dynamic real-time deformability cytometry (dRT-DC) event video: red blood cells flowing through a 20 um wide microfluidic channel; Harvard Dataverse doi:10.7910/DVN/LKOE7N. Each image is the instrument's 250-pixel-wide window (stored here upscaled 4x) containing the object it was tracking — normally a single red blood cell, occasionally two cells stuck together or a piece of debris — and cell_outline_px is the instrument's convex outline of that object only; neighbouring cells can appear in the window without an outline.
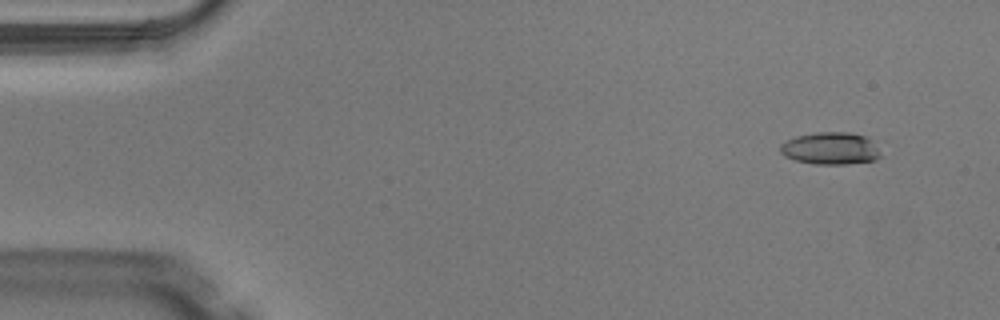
{"species": "Egyptian fruit bat (a non-hibernating species)", "species_latin": "Rousettus aegyptiacus", "temperature_condition": "warm", "stored_images_in_passage": 4, "camera_frame_rate_fps": 3000, "um_per_image_px": 0.085, "animal": {"sex": "male"}, "frame": {"image": 1, "passage_image": 1, "time_ms": 0.0, "image_size_px": [1000, 320], "cell_outline_px": [[880, 156], [872, 160], [848, 164], [816, 164], [796, 160], [784, 156], [780, 152], [780, 144], [796, 136], [816, 132], [852, 132], [868, 136], [872, 140]], "centroid_in_image_um": [70.57, 12.6], "position_along_channel_um": 14.4, "area_um2": 18.79}}
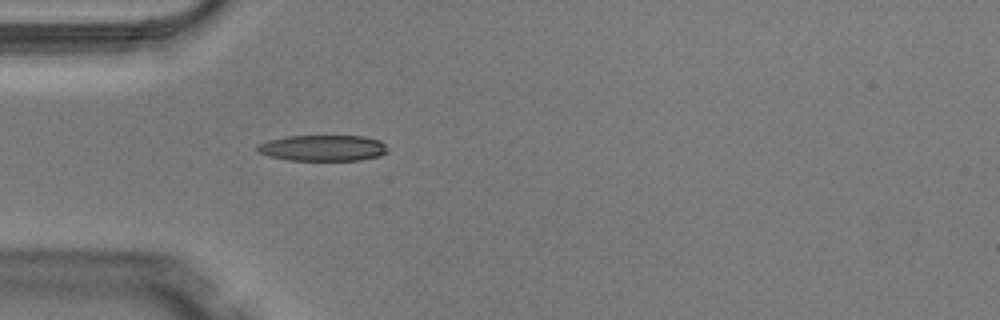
{"frame": {"image": 2, "passage_image": 4, "time_ms": 1.0, "image_size_px": [1000, 320], "cell_outline_px": [[388, 152], [380, 156], [360, 160], [288, 160], [268, 156], [256, 152], [256, 148], [260, 144], [268, 140], [288, 136], [364, 136], [380, 140], [388, 148]], "centroid_in_image_um": [27.46, 12.58], "position_along_channel_um": 57.5, "area_um2": 19.83}}